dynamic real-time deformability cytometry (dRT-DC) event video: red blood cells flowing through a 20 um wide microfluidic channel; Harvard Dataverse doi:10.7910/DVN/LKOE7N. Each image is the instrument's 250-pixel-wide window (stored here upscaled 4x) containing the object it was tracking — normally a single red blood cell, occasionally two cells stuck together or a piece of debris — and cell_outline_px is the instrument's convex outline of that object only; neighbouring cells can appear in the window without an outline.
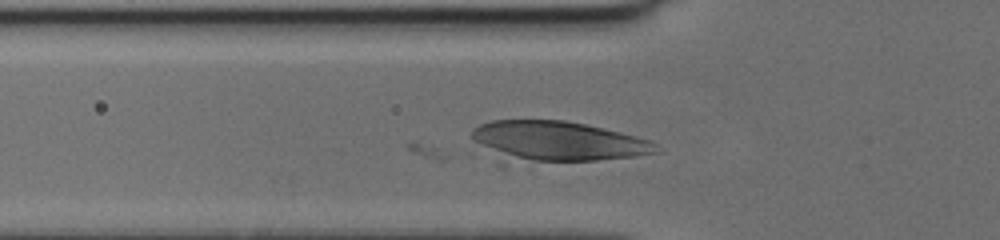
{"species": "human", "species_latin": "Homo sapiens", "temperature_condition": "cold", "stored_images_in_passage": 38, "camera_frame_rate_fps": 3000, "um_per_image_px": 0.085, "donor": {"sex": "female"}, "frame": {"image": 1, "passage_image": 5, "time_ms": 1.333, "image_size_px": [1000, 240], "cell_outline_px": [[660, 152], [636, 156], [596, 160], [504, 168], [500, 168], [496, 164], [472, 136], [472, 128], [480, 124], [492, 120], [564, 120], [584, 124], [636, 136], [648, 140], [656, 144]], "centroid_in_image_um": [47.14, 12.13], "position_along_channel_um": 78.7, "area_um2": 45.84}}
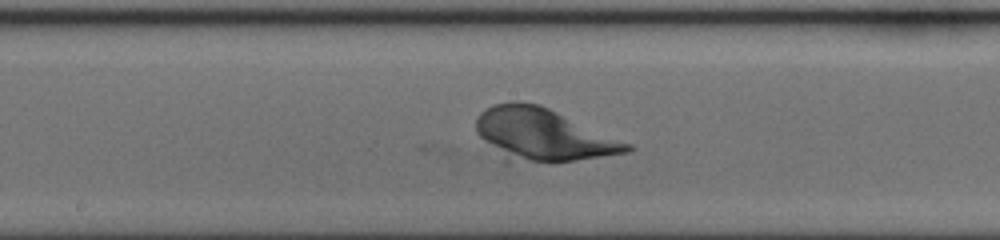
{"frame": {"image": 2, "passage_image": 14, "time_ms": 4.333, "image_size_px": [1000, 240], "cell_outline_px": [[632, 148], [628, 152], [572, 160], [508, 164], [504, 164], [476, 132], [476, 120], [480, 112], [492, 104], [512, 100], [520, 100], [540, 104], [632, 144]], "centroid_in_image_um": [46.04, 11.45], "position_along_channel_um": 202.2, "area_um2": 46.64}}
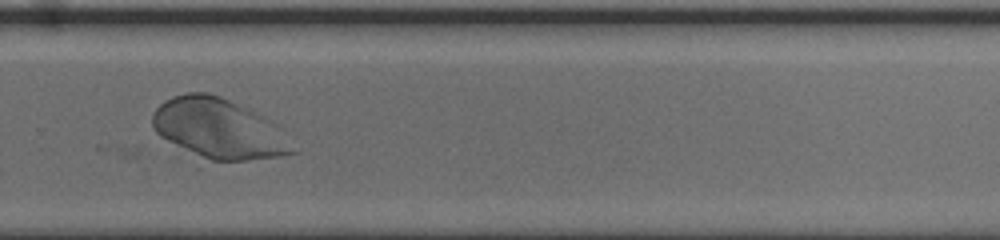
{"frame": {"image": 3, "passage_image": 22, "time_ms": 7.0, "image_size_px": [1000, 240], "cell_outline_px": [[300, 152], [280, 156], [248, 160], [204, 160], [184, 152], [160, 136], [156, 132], [152, 124], [152, 112], [164, 100], [172, 96], [188, 92], [208, 92], [220, 96], [268, 120], [300, 148]], "centroid_in_image_um": [18.55, 10.97], "position_along_channel_um": 311.2, "area_um2": 49.13}}